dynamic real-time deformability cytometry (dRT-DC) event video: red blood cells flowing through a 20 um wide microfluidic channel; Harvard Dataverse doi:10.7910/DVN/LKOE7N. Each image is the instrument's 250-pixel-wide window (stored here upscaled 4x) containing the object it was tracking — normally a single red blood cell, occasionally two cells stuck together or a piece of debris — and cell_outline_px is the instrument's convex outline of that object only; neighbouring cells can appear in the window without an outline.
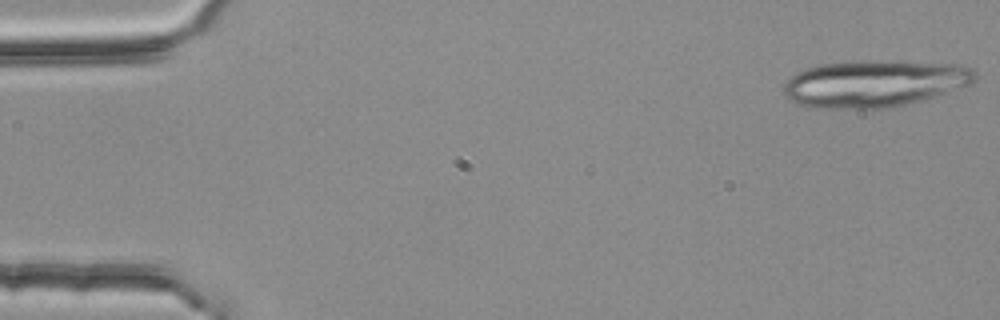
{"species": "common noctule bat (a hibernating species)", "species_latin": "Nyctalus noctula", "temperature_condition": "room temperature", "stored_images_in_passage": 40, "camera_frame_rate_fps": 3000, "um_per_image_px": 0.085, "animal": {"sex": "female", "body_mass_g": 25.1}, "frame": {"image": 1, "passage_image": 1, "time_ms": 0.0, "image_size_px": [1000, 320], "cell_outline_px": [[980, 76], [972, 84], [920, 100], [888, 108], [812, 108], [796, 104], [784, 96], [784, 84], [796, 72], [808, 68], [824, 64], [964, 64], [972, 68]], "centroid_in_image_um": [74.31, 7.17], "position_along_channel_um": 10.7, "area_um2": 50.29}}